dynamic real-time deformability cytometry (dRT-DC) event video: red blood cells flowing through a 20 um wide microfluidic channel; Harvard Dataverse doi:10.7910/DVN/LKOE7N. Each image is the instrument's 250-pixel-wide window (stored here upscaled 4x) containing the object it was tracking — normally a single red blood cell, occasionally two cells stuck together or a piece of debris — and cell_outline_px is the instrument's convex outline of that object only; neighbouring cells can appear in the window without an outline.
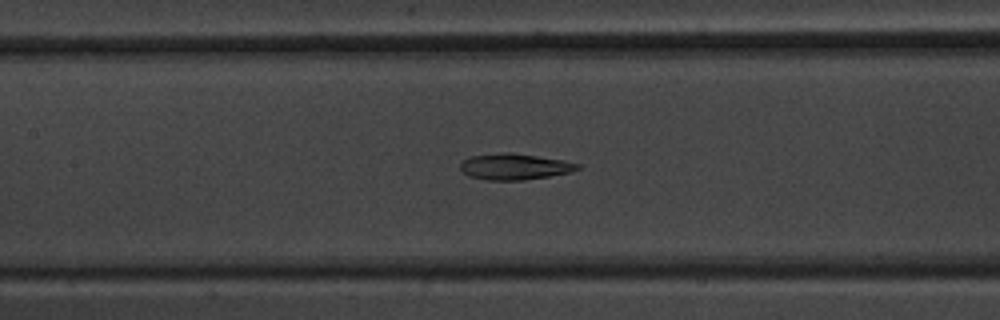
{"species": "common noctule bat (a hibernating species)", "species_latin": "Nyctalus noctula", "temperature_condition": "warm", "stored_images_in_passage": 52, "camera_frame_rate_fps": 3000, "um_per_image_px": 0.085, "animal": {"sex": "male", "body_mass_g": 20.1, "forearm_length_mm": 53.5}, "frame": {"image": 1, "passage_image": 24, "time_ms": 7.667, "image_size_px": [1000, 320], "cell_outline_px": [[580, 168], [572, 172], [524, 180], [488, 180], [468, 176], [460, 168], [460, 160], [468, 156], [508, 152], [564, 160], [580, 164]], "centroid_in_image_um": [43.71, 14.16], "position_along_channel_um": 163.7, "area_um2": 17.86}}
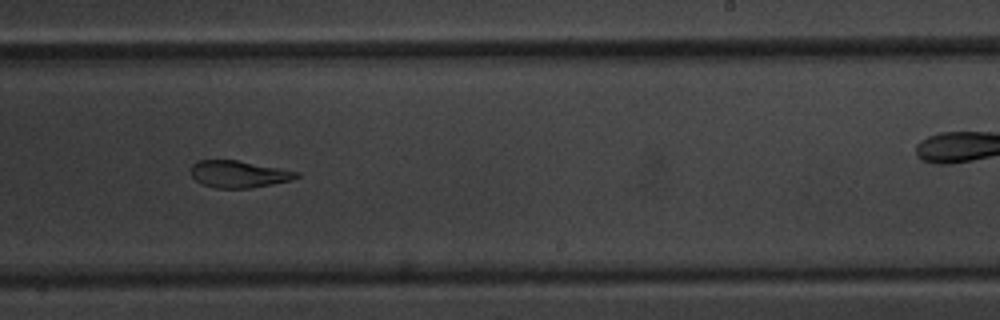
{"frame": {"image": 2, "passage_image": 32, "time_ms": 10.333, "image_size_px": [1000, 320], "cell_outline_px": [[300, 176], [292, 180], [252, 188], [216, 188], [204, 184], [196, 180], [192, 176], [192, 164], [196, 160], [236, 160], [300, 172]], "centroid_in_image_um": [20.31, 14.8], "position_along_channel_um": 268.7, "area_um2": 16.47}}
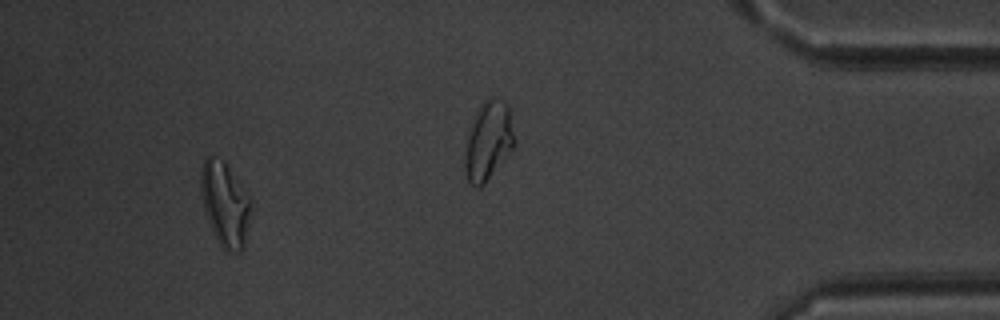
{"frame": {"image": 3, "passage_image": 48, "time_ms": 15.667, "image_size_px": [1000, 320], "cell_outline_px": [[252, 204], [244, 248], [240, 252], [228, 252], [216, 240], [204, 212], [200, 188], [200, 168], [204, 156], [212, 156], [224, 160], [248, 196]], "centroid_in_image_um": [19.09, 17.33], "position_along_channel_um": 416.1, "area_um2": 24.8}, "authors_computed_cell_mechanics": {"area_um2": 20.2011, "velocity_mm_per_s": 3.9509, "shape_relaxation_time_tau1_ms": 8.4661, "shape_relaxation_time_tau2_ms": 2.9713, "deformation_change_tau1": 0.208, "deformation_change_tau2": 0.1063}}